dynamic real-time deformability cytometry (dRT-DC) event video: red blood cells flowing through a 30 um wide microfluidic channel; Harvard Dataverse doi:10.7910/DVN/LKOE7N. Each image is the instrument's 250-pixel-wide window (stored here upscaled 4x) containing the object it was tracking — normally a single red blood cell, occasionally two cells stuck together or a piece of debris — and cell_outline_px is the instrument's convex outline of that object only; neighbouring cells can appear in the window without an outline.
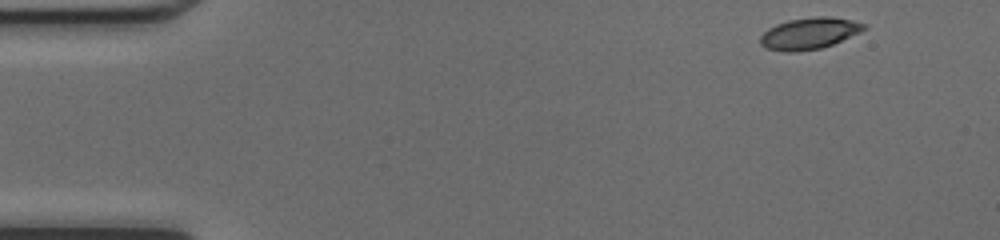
{"species": "common noctule bat (a hibernating species)", "species_latin": "Nyctalus noctula", "temperature_condition": "cold", "stored_images_in_passage": 45, "camera_frame_rate_fps": 3000, "um_per_image_px": 0.085, "animal": {"sex": "female", "body_mass_g": 17.0, "forearm_length_mm": 48.0}, "frame": {"image": 1, "passage_image": 1, "time_ms": 0.0, "image_size_px": [1000, 240], "cell_outline_px": [[868, 28], [860, 32], [832, 44], [820, 48], [796, 52], [784, 52], [768, 48], [760, 44], [760, 36], [768, 28], [776, 24], [788, 20], [816, 16], [832, 16], [852, 20], [868, 24]], "centroid_in_image_um": [68.81, 2.82], "position_along_channel_um": 16.2, "area_um2": 19.13}}
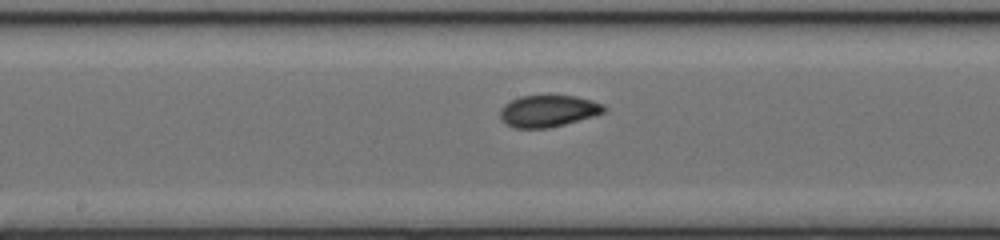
{"frame": {"image": 2, "passage_image": 22, "time_ms": 7.0, "image_size_px": [1000, 240], "cell_outline_px": [[608, 108], [604, 112], [592, 116], [564, 124], [548, 128], [516, 128], [508, 124], [500, 116], [500, 108], [504, 104], [520, 96], [548, 92], [576, 96], [592, 100], [604, 104]], "centroid_in_image_um": [46.61, 9.37], "position_along_channel_um": 201.6, "area_um2": 19.83}}
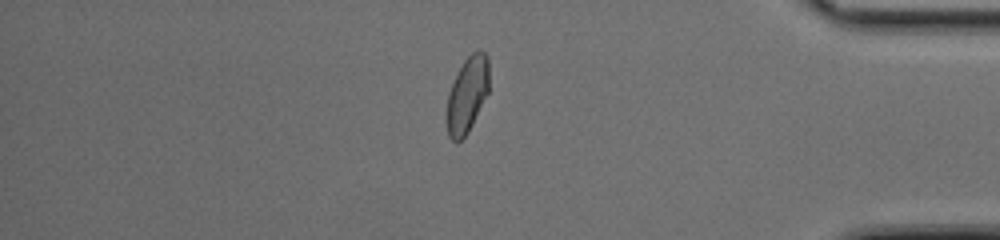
{"frame": {"image": 3, "passage_image": 38, "time_ms": 12.333, "image_size_px": [1000, 240], "cell_outline_px": [[488, 92], [468, 132], [456, 144], [448, 136], [444, 120], [444, 116], [448, 92], [464, 60], [476, 48], [480, 48], [488, 56]], "centroid_in_image_um": [39.67, 8.07], "position_along_channel_um": 395.5, "area_um2": 19.07}, "authors_computed_cell_mechanics": {"area_um2": 19.1318, "velocity_mm_per_s": 4.2387, "shape_relaxation_time_tau1_ms": 5.8707, "shape_relaxation_time_tau2_ms": 1.431, "deformation_change_tau1": 0.1689, "deformation_change_tau2": 0.0393}}